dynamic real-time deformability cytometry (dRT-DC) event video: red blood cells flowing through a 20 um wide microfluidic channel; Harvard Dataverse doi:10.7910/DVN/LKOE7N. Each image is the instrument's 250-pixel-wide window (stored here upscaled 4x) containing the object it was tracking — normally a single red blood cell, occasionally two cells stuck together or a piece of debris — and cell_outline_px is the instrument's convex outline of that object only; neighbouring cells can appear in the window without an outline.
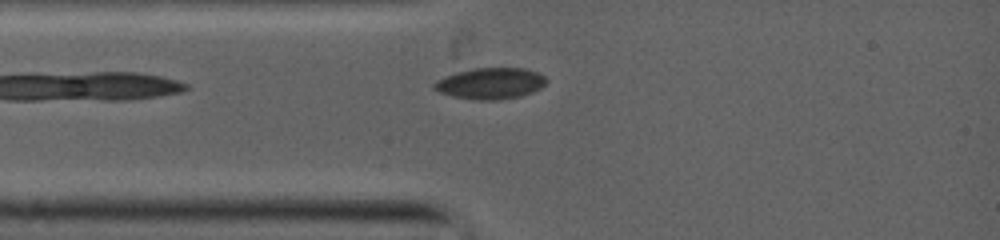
{"species": "common noctule bat (a hibernating species)", "species_latin": "Nyctalus noctula", "temperature_condition": "warm", "stored_images_in_passage": 13, "camera_frame_rate_fps": 5000, "um_per_image_px": 0.085, "animal": {"sex": "female", "body_mass_g": 19.0, "forearm_length_mm": 53.3}, "frame": {"image": 1, "passage_image": 1, "time_ms": 0.0, "image_size_px": [1000, 240], "cell_outline_px": [[548, 80], [540, 88], [532, 92], [520, 96], [500, 100], [476, 100], [452, 96], [440, 92], [432, 88], [432, 84], [436, 80], [444, 76], [456, 72], [472, 68], [524, 68], [536, 72], [544, 76]], "centroid_in_image_um": [41.65, 7.09], "position_along_channel_um": 43.3, "area_um2": 20.52}}
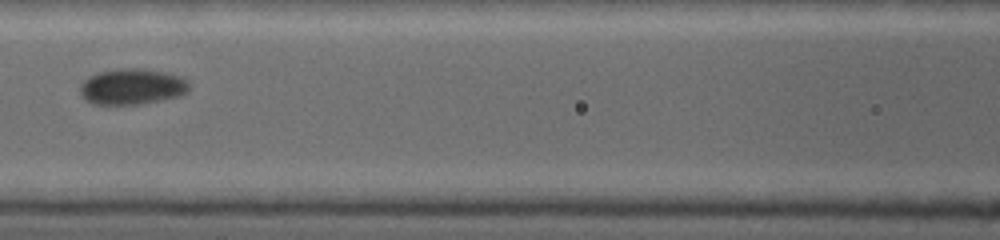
{"frame": {"image": 2, "passage_image": 6, "time_ms": 2.6, "image_size_px": [1000, 240], "cell_outline_px": [[192, 84], [180, 96], [140, 104], [92, 104], [84, 100], [80, 92], [80, 84], [88, 76], [100, 72], [120, 68], [144, 68], [164, 72], [180, 76], [188, 80]], "centroid_in_image_um": [11.21, 7.35], "position_along_channel_um": 155.4, "area_um2": 22.95}}
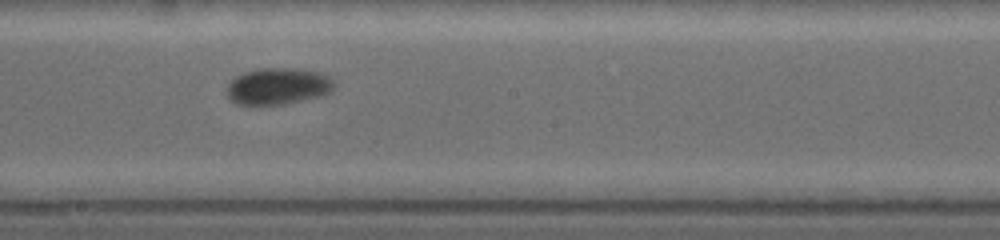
{"frame": {"image": 3, "passage_image": 10, "time_ms": 4.2, "image_size_px": [1000, 240], "cell_outline_px": [[336, 84], [328, 92], [320, 96], [284, 104], [256, 108], [236, 104], [228, 96], [228, 84], [236, 76], [244, 72], [260, 68], [292, 68], [320, 72], [332, 76], [336, 80]], "centroid_in_image_um": [23.63, 7.36], "position_along_channel_um": 224.6, "area_um2": 23.52}}